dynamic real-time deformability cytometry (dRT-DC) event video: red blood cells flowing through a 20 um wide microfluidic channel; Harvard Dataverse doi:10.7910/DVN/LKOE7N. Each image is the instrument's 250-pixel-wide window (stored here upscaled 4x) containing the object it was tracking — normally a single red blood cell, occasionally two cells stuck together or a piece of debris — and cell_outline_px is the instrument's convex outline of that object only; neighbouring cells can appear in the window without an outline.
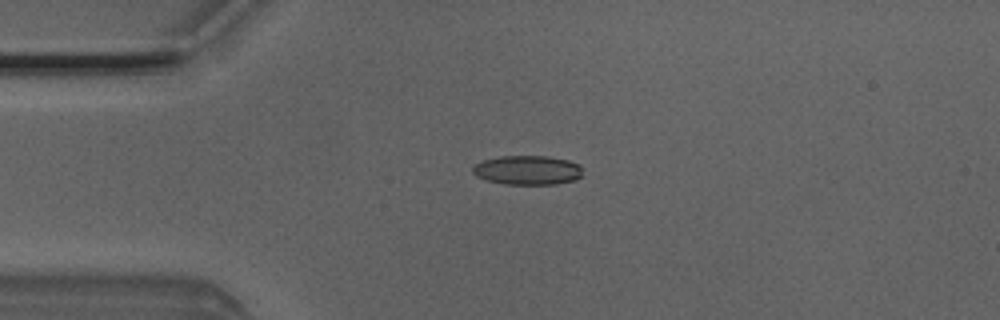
{"species": "Egyptian fruit bat (a non-hibernating species)", "species_latin": "Rousettus aegyptiacus", "temperature_condition": "room temperature", "stored_images_in_passage": 5, "camera_frame_rate_fps": 3000, "um_per_image_px": 0.085, "animal": {"sex": "male"}, "frame": {"image": 1, "passage_image": 4, "time_ms": 1.0, "image_size_px": [1000, 320], "cell_outline_px": [[580, 176], [576, 180], [556, 184], [504, 184], [488, 180], [476, 176], [472, 172], [472, 168], [476, 164], [484, 160], [500, 156], [548, 156], [568, 160], [580, 164]], "centroid_in_image_um": [44.84, 14.46], "position_along_channel_um": 40.2, "area_um2": 18.67}}